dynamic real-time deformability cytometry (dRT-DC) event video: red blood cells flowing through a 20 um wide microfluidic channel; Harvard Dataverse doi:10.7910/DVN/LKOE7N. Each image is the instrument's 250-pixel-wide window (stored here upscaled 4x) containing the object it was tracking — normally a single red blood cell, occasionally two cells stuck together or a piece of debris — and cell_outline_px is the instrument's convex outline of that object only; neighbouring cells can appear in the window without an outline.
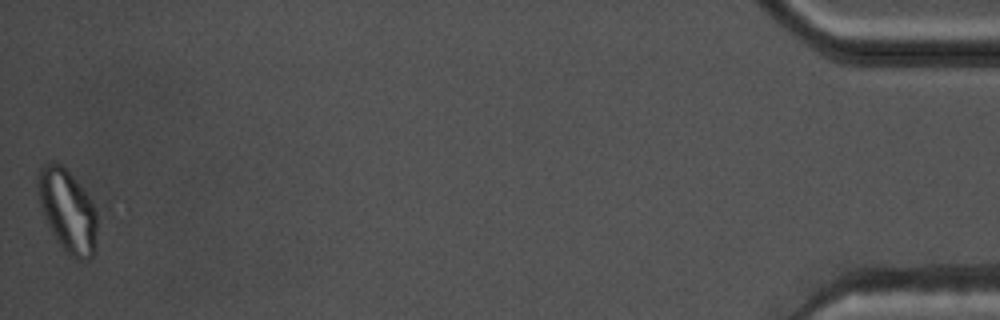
{"species": "common noctule bat (a hibernating species)", "species_latin": "Nyctalus noctula", "temperature_condition": "warm", "stored_images_in_passage": 40, "camera_frame_rate_fps": 3000, "um_per_image_px": 0.085, "animal": {"sex": "male", "body_mass_g": 17.5, "forearm_length_mm": 52.3}, "frame": {"image": 1, "passage_image": 40, "time_ms": 13.0, "image_size_px": [1000, 320], "cell_outline_px": [[96, 244], [92, 256], [88, 260], [76, 260], [64, 252], [56, 240], [44, 216], [40, 204], [36, 184], [36, 176], [40, 168], [44, 164], [60, 164], [72, 176], [88, 196], [96, 212]], "centroid_in_image_um": [5.72, 17.96], "position_along_channel_um": 429.5, "area_um2": 28.32}, "authors_computed_cell_mechanics": {"area_um2": 17.1955, "velocity_mm_per_s": 3.7056, "shape_relaxation_time_tau1_ms": 8.7014, "shape_relaxation_time_tau2_ms": 1.5499, "deformation_change_tau1": 0.265, "deformation_change_tau2": 0.0891}}